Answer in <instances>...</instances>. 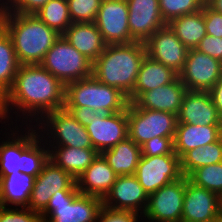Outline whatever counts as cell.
<instances>
[{"label":"cell","instance_id":"1","mask_svg":"<svg viewBox=\"0 0 222 222\" xmlns=\"http://www.w3.org/2000/svg\"><path fill=\"white\" fill-rule=\"evenodd\" d=\"M64 105L65 85L59 79L40 64L20 65L12 87L0 99V122L2 119L9 120L10 116L13 118L10 113L15 109L16 119L22 112L21 123L26 119L22 125L27 126L29 120L33 127V120L36 123L47 113L64 108Z\"/></svg>","mask_w":222,"mask_h":222},{"label":"cell","instance_id":"2","mask_svg":"<svg viewBox=\"0 0 222 222\" xmlns=\"http://www.w3.org/2000/svg\"><path fill=\"white\" fill-rule=\"evenodd\" d=\"M145 56V44L141 42L108 44L93 62V76L119 89L132 102V91Z\"/></svg>","mask_w":222,"mask_h":222},{"label":"cell","instance_id":"3","mask_svg":"<svg viewBox=\"0 0 222 222\" xmlns=\"http://www.w3.org/2000/svg\"><path fill=\"white\" fill-rule=\"evenodd\" d=\"M2 27L10 35L20 65L40 64L60 37L35 14H18L5 9Z\"/></svg>","mask_w":222,"mask_h":222},{"label":"cell","instance_id":"4","mask_svg":"<svg viewBox=\"0 0 222 222\" xmlns=\"http://www.w3.org/2000/svg\"><path fill=\"white\" fill-rule=\"evenodd\" d=\"M128 97L119 89L91 77L65 85L64 108L88 107L99 113L111 114L125 111Z\"/></svg>","mask_w":222,"mask_h":222},{"label":"cell","instance_id":"5","mask_svg":"<svg viewBox=\"0 0 222 222\" xmlns=\"http://www.w3.org/2000/svg\"><path fill=\"white\" fill-rule=\"evenodd\" d=\"M103 199L81 194L78 190H60L40 214L47 222H97Z\"/></svg>","mask_w":222,"mask_h":222},{"label":"cell","instance_id":"6","mask_svg":"<svg viewBox=\"0 0 222 222\" xmlns=\"http://www.w3.org/2000/svg\"><path fill=\"white\" fill-rule=\"evenodd\" d=\"M40 65L64 85L93 75V62L78 52L63 35L47 51Z\"/></svg>","mask_w":222,"mask_h":222},{"label":"cell","instance_id":"7","mask_svg":"<svg viewBox=\"0 0 222 222\" xmlns=\"http://www.w3.org/2000/svg\"><path fill=\"white\" fill-rule=\"evenodd\" d=\"M33 126L38 128L39 133L44 131L39 135L44 138L43 141H46L45 144L48 146L93 148L86 127H83L80 122L74 119L65 108L47 113ZM48 138L50 139L48 140Z\"/></svg>","mask_w":222,"mask_h":222},{"label":"cell","instance_id":"8","mask_svg":"<svg viewBox=\"0 0 222 222\" xmlns=\"http://www.w3.org/2000/svg\"><path fill=\"white\" fill-rule=\"evenodd\" d=\"M128 137L140 147L154 137H174L177 115L171 112L137 108L132 102L127 106Z\"/></svg>","mask_w":222,"mask_h":222},{"label":"cell","instance_id":"9","mask_svg":"<svg viewBox=\"0 0 222 222\" xmlns=\"http://www.w3.org/2000/svg\"><path fill=\"white\" fill-rule=\"evenodd\" d=\"M134 176L150 195L183 177L180 158L176 154L141 156Z\"/></svg>","mask_w":222,"mask_h":222},{"label":"cell","instance_id":"10","mask_svg":"<svg viewBox=\"0 0 222 222\" xmlns=\"http://www.w3.org/2000/svg\"><path fill=\"white\" fill-rule=\"evenodd\" d=\"M186 177L164 185L148 195V203L142 217L145 222H181Z\"/></svg>","mask_w":222,"mask_h":222},{"label":"cell","instance_id":"11","mask_svg":"<svg viewBox=\"0 0 222 222\" xmlns=\"http://www.w3.org/2000/svg\"><path fill=\"white\" fill-rule=\"evenodd\" d=\"M222 75V62L198 51L188 49L183 70L179 78L191 91L208 92Z\"/></svg>","mask_w":222,"mask_h":222},{"label":"cell","instance_id":"12","mask_svg":"<svg viewBox=\"0 0 222 222\" xmlns=\"http://www.w3.org/2000/svg\"><path fill=\"white\" fill-rule=\"evenodd\" d=\"M60 190H78L76 179L49 160L35 177L27 208L41 214L52 195Z\"/></svg>","mask_w":222,"mask_h":222},{"label":"cell","instance_id":"13","mask_svg":"<svg viewBox=\"0 0 222 222\" xmlns=\"http://www.w3.org/2000/svg\"><path fill=\"white\" fill-rule=\"evenodd\" d=\"M95 24L107 45L135 42L129 31L126 0H102Z\"/></svg>","mask_w":222,"mask_h":222},{"label":"cell","instance_id":"14","mask_svg":"<svg viewBox=\"0 0 222 222\" xmlns=\"http://www.w3.org/2000/svg\"><path fill=\"white\" fill-rule=\"evenodd\" d=\"M181 222H222L220 196L186 177Z\"/></svg>","mask_w":222,"mask_h":222},{"label":"cell","instance_id":"15","mask_svg":"<svg viewBox=\"0 0 222 222\" xmlns=\"http://www.w3.org/2000/svg\"><path fill=\"white\" fill-rule=\"evenodd\" d=\"M146 55L180 73L185 65L188 48L168 24L157 29L145 42Z\"/></svg>","mask_w":222,"mask_h":222},{"label":"cell","instance_id":"16","mask_svg":"<svg viewBox=\"0 0 222 222\" xmlns=\"http://www.w3.org/2000/svg\"><path fill=\"white\" fill-rule=\"evenodd\" d=\"M86 130L90 136L93 148L102 153L128 137V116L125 111L104 114L99 113L87 125Z\"/></svg>","mask_w":222,"mask_h":222},{"label":"cell","instance_id":"17","mask_svg":"<svg viewBox=\"0 0 222 222\" xmlns=\"http://www.w3.org/2000/svg\"><path fill=\"white\" fill-rule=\"evenodd\" d=\"M147 203L148 194L134 175L118 176L103 199L105 208L140 213V216L145 212Z\"/></svg>","mask_w":222,"mask_h":222},{"label":"cell","instance_id":"18","mask_svg":"<svg viewBox=\"0 0 222 222\" xmlns=\"http://www.w3.org/2000/svg\"><path fill=\"white\" fill-rule=\"evenodd\" d=\"M128 26L132 39L144 43L157 29L166 25L158 0H126Z\"/></svg>","mask_w":222,"mask_h":222},{"label":"cell","instance_id":"19","mask_svg":"<svg viewBox=\"0 0 222 222\" xmlns=\"http://www.w3.org/2000/svg\"><path fill=\"white\" fill-rule=\"evenodd\" d=\"M177 119L178 124L222 126V116L215 108L210 93L206 91L188 90L184 95Z\"/></svg>","mask_w":222,"mask_h":222},{"label":"cell","instance_id":"20","mask_svg":"<svg viewBox=\"0 0 222 222\" xmlns=\"http://www.w3.org/2000/svg\"><path fill=\"white\" fill-rule=\"evenodd\" d=\"M117 177L107 160L99 153L86 170L76 178V186L81 194L104 199Z\"/></svg>","mask_w":222,"mask_h":222},{"label":"cell","instance_id":"21","mask_svg":"<svg viewBox=\"0 0 222 222\" xmlns=\"http://www.w3.org/2000/svg\"><path fill=\"white\" fill-rule=\"evenodd\" d=\"M188 89L179 76L171 83L143 92L134 102L137 108L171 112L178 115L183 98Z\"/></svg>","mask_w":222,"mask_h":222},{"label":"cell","instance_id":"22","mask_svg":"<svg viewBox=\"0 0 222 222\" xmlns=\"http://www.w3.org/2000/svg\"><path fill=\"white\" fill-rule=\"evenodd\" d=\"M81 54L94 62L104 51V42L95 22L72 23L62 34Z\"/></svg>","mask_w":222,"mask_h":222},{"label":"cell","instance_id":"23","mask_svg":"<svg viewBox=\"0 0 222 222\" xmlns=\"http://www.w3.org/2000/svg\"><path fill=\"white\" fill-rule=\"evenodd\" d=\"M222 137V126H200L177 124L174 152L181 158L187 151L218 141Z\"/></svg>","mask_w":222,"mask_h":222},{"label":"cell","instance_id":"24","mask_svg":"<svg viewBox=\"0 0 222 222\" xmlns=\"http://www.w3.org/2000/svg\"><path fill=\"white\" fill-rule=\"evenodd\" d=\"M178 76L179 74L172 68L154 61L146 55L141 63L135 87L132 91V102L143 92L167 85L173 82Z\"/></svg>","mask_w":222,"mask_h":222},{"label":"cell","instance_id":"25","mask_svg":"<svg viewBox=\"0 0 222 222\" xmlns=\"http://www.w3.org/2000/svg\"><path fill=\"white\" fill-rule=\"evenodd\" d=\"M34 181V176L20 171L9 175H0V206L27 207Z\"/></svg>","mask_w":222,"mask_h":222},{"label":"cell","instance_id":"26","mask_svg":"<svg viewBox=\"0 0 222 222\" xmlns=\"http://www.w3.org/2000/svg\"><path fill=\"white\" fill-rule=\"evenodd\" d=\"M48 148L49 160L71 174L75 179L86 170L99 154L94 148L68 146H49Z\"/></svg>","mask_w":222,"mask_h":222},{"label":"cell","instance_id":"27","mask_svg":"<svg viewBox=\"0 0 222 222\" xmlns=\"http://www.w3.org/2000/svg\"><path fill=\"white\" fill-rule=\"evenodd\" d=\"M27 128L25 134L24 131H22L21 173L36 177L42 171L44 165L49 161V148L45 144V141H43V138L38 135L39 132L35 126L32 128L29 123Z\"/></svg>","mask_w":222,"mask_h":222},{"label":"cell","instance_id":"28","mask_svg":"<svg viewBox=\"0 0 222 222\" xmlns=\"http://www.w3.org/2000/svg\"><path fill=\"white\" fill-rule=\"evenodd\" d=\"M101 154L118 176L134 175L142 156L141 147L129 137Z\"/></svg>","mask_w":222,"mask_h":222},{"label":"cell","instance_id":"29","mask_svg":"<svg viewBox=\"0 0 222 222\" xmlns=\"http://www.w3.org/2000/svg\"><path fill=\"white\" fill-rule=\"evenodd\" d=\"M168 25L188 49H195L207 34L202 10L177 17Z\"/></svg>","mask_w":222,"mask_h":222},{"label":"cell","instance_id":"30","mask_svg":"<svg viewBox=\"0 0 222 222\" xmlns=\"http://www.w3.org/2000/svg\"><path fill=\"white\" fill-rule=\"evenodd\" d=\"M19 66L12 39L0 27V99L12 87Z\"/></svg>","mask_w":222,"mask_h":222},{"label":"cell","instance_id":"31","mask_svg":"<svg viewBox=\"0 0 222 222\" xmlns=\"http://www.w3.org/2000/svg\"><path fill=\"white\" fill-rule=\"evenodd\" d=\"M180 162L185 177L199 167L222 162V137L216 142L187 151Z\"/></svg>","mask_w":222,"mask_h":222},{"label":"cell","instance_id":"32","mask_svg":"<svg viewBox=\"0 0 222 222\" xmlns=\"http://www.w3.org/2000/svg\"><path fill=\"white\" fill-rule=\"evenodd\" d=\"M12 129L14 128L10 129L11 133H8V135H11L7 140L0 143V175L21 172L22 169V133L18 130V126H15L17 130L14 129L15 133Z\"/></svg>","mask_w":222,"mask_h":222},{"label":"cell","instance_id":"33","mask_svg":"<svg viewBox=\"0 0 222 222\" xmlns=\"http://www.w3.org/2000/svg\"><path fill=\"white\" fill-rule=\"evenodd\" d=\"M35 15L61 35L72 24L67 0H49Z\"/></svg>","mask_w":222,"mask_h":222},{"label":"cell","instance_id":"34","mask_svg":"<svg viewBox=\"0 0 222 222\" xmlns=\"http://www.w3.org/2000/svg\"><path fill=\"white\" fill-rule=\"evenodd\" d=\"M188 179L197 186L222 194V162L205 165L194 170Z\"/></svg>","mask_w":222,"mask_h":222},{"label":"cell","instance_id":"35","mask_svg":"<svg viewBox=\"0 0 222 222\" xmlns=\"http://www.w3.org/2000/svg\"><path fill=\"white\" fill-rule=\"evenodd\" d=\"M160 14L168 24L182 15L196 13L202 10L205 0H158Z\"/></svg>","mask_w":222,"mask_h":222},{"label":"cell","instance_id":"36","mask_svg":"<svg viewBox=\"0 0 222 222\" xmlns=\"http://www.w3.org/2000/svg\"><path fill=\"white\" fill-rule=\"evenodd\" d=\"M102 0H67L72 23L95 22Z\"/></svg>","mask_w":222,"mask_h":222},{"label":"cell","instance_id":"37","mask_svg":"<svg viewBox=\"0 0 222 222\" xmlns=\"http://www.w3.org/2000/svg\"><path fill=\"white\" fill-rule=\"evenodd\" d=\"M13 208L0 206V222H39L42 219L39 213L27 207Z\"/></svg>","mask_w":222,"mask_h":222},{"label":"cell","instance_id":"38","mask_svg":"<svg viewBox=\"0 0 222 222\" xmlns=\"http://www.w3.org/2000/svg\"><path fill=\"white\" fill-rule=\"evenodd\" d=\"M174 137H154L141 146L143 156H160L176 154L174 152Z\"/></svg>","mask_w":222,"mask_h":222},{"label":"cell","instance_id":"39","mask_svg":"<svg viewBox=\"0 0 222 222\" xmlns=\"http://www.w3.org/2000/svg\"><path fill=\"white\" fill-rule=\"evenodd\" d=\"M49 0H6V10L18 14H35Z\"/></svg>","mask_w":222,"mask_h":222},{"label":"cell","instance_id":"40","mask_svg":"<svg viewBox=\"0 0 222 222\" xmlns=\"http://www.w3.org/2000/svg\"><path fill=\"white\" fill-rule=\"evenodd\" d=\"M140 217L141 216L135 212L113 210L103 206L100 210L97 222H138Z\"/></svg>","mask_w":222,"mask_h":222},{"label":"cell","instance_id":"41","mask_svg":"<svg viewBox=\"0 0 222 222\" xmlns=\"http://www.w3.org/2000/svg\"><path fill=\"white\" fill-rule=\"evenodd\" d=\"M202 11L207 35L222 37V14L213 11L206 4L203 5Z\"/></svg>","mask_w":222,"mask_h":222},{"label":"cell","instance_id":"42","mask_svg":"<svg viewBox=\"0 0 222 222\" xmlns=\"http://www.w3.org/2000/svg\"><path fill=\"white\" fill-rule=\"evenodd\" d=\"M195 49L222 62V37L206 34Z\"/></svg>","mask_w":222,"mask_h":222},{"label":"cell","instance_id":"43","mask_svg":"<svg viewBox=\"0 0 222 222\" xmlns=\"http://www.w3.org/2000/svg\"><path fill=\"white\" fill-rule=\"evenodd\" d=\"M70 112V114L76 119L83 127H87L95 118L99 112L88 108V107H79V108H65Z\"/></svg>","mask_w":222,"mask_h":222},{"label":"cell","instance_id":"44","mask_svg":"<svg viewBox=\"0 0 222 222\" xmlns=\"http://www.w3.org/2000/svg\"><path fill=\"white\" fill-rule=\"evenodd\" d=\"M212 97L215 108L222 116V75L216 84L208 91Z\"/></svg>","mask_w":222,"mask_h":222},{"label":"cell","instance_id":"45","mask_svg":"<svg viewBox=\"0 0 222 222\" xmlns=\"http://www.w3.org/2000/svg\"><path fill=\"white\" fill-rule=\"evenodd\" d=\"M205 4L213 11L222 14V0H205Z\"/></svg>","mask_w":222,"mask_h":222},{"label":"cell","instance_id":"46","mask_svg":"<svg viewBox=\"0 0 222 222\" xmlns=\"http://www.w3.org/2000/svg\"><path fill=\"white\" fill-rule=\"evenodd\" d=\"M5 9H6V0H0V27H2Z\"/></svg>","mask_w":222,"mask_h":222},{"label":"cell","instance_id":"47","mask_svg":"<svg viewBox=\"0 0 222 222\" xmlns=\"http://www.w3.org/2000/svg\"><path fill=\"white\" fill-rule=\"evenodd\" d=\"M220 207H221V213H222V194L220 195Z\"/></svg>","mask_w":222,"mask_h":222},{"label":"cell","instance_id":"48","mask_svg":"<svg viewBox=\"0 0 222 222\" xmlns=\"http://www.w3.org/2000/svg\"><path fill=\"white\" fill-rule=\"evenodd\" d=\"M39 222H47L46 220H44V219H41Z\"/></svg>","mask_w":222,"mask_h":222}]
</instances>
